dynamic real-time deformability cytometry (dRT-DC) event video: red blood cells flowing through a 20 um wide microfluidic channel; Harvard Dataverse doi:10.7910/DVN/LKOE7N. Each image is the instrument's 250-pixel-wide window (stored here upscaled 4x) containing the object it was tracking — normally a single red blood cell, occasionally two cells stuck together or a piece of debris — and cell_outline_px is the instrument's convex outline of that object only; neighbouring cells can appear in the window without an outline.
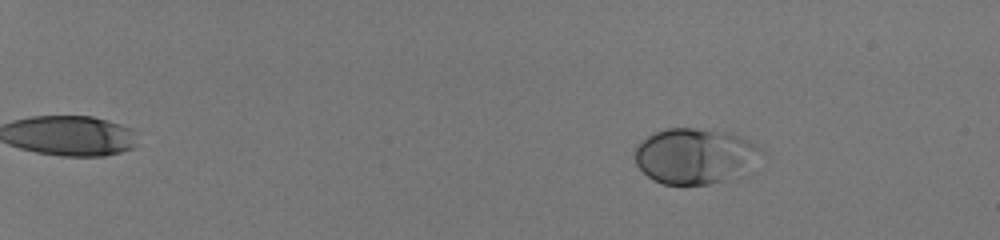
{"species": "human", "species_latin": "Homo sapiens", "temperature_condition": "room temperature", "stored_images_in_passage": 55, "camera_frame_rate_fps": 3000, "um_per_image_px": 0.085, "donor": {"sex": "male"}, "frame": {"image": 1, "passage_image": 8, "time_ms": 2.333, "image_size_px": [1000, 240], "cell_outline_px": [[764, 152], [724, 180], [708, 184], [664, 184], [652, 180], [636, 164], [632, 152], [636, 144], [648, 136], [664, 128], [696, 128], [732, 132], [744, 136], [764, 148]], "centroid_in_image_um": [58.97, 13.2], "position_along_channel_um": 26.0, "area_um2": 40.52}}
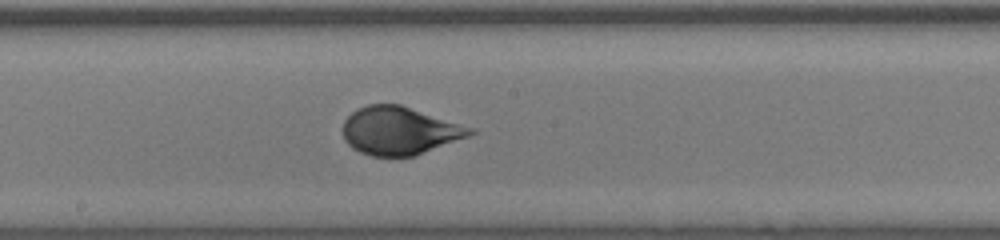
{"frame": {"image": 2, "passage_image": 35, "time_ms": 11.333, "image_size_px": [1000, 240], "cell_outline_px": [[476, 132], [468, 136], [412, 156], [372, 156], [360, 152], [352, 148], [344, 140], [344, 120], [356, 108], [368, 104], [400, 104], [476, 128]], "centroid_in_image_um": [33.95, 11.09], "position_along_channel_um": 214.2, "area_um2": 35.43}}
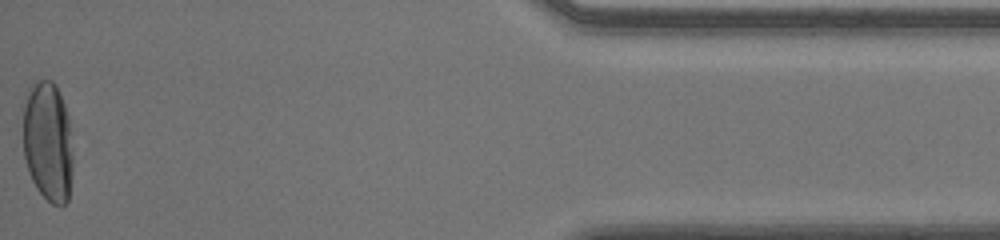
{"frame": {"image": 3, "passage_image": 55, "time_ms": 18.0, "image_size_px": [1000, 240], "cell_outline_px": [[72, 172], [68, 200], [64, 204], [52, 204], [36, 188], [32, 180], [24, 156], [24, 96], [28, 88], [36, 80], [52, 80], [56, 84], [64, 104], [68, 116], [72, 152]], "centroid_in_image_um": [4.07, 12.0], "position_along_channel_um": 431.1, "area_um2": 34.97}, "authors_computed_cell_mechanics": {"area_um2": 36.5296, "velocity_mm_per_s": 4.0535, "shape_relaxation_time_tau1_ms": 3.3191, "shape_relaxation_time_tau2_ms": null, "deformation_change_tau1": 0.1725, "deformation_change_tau2": null}}